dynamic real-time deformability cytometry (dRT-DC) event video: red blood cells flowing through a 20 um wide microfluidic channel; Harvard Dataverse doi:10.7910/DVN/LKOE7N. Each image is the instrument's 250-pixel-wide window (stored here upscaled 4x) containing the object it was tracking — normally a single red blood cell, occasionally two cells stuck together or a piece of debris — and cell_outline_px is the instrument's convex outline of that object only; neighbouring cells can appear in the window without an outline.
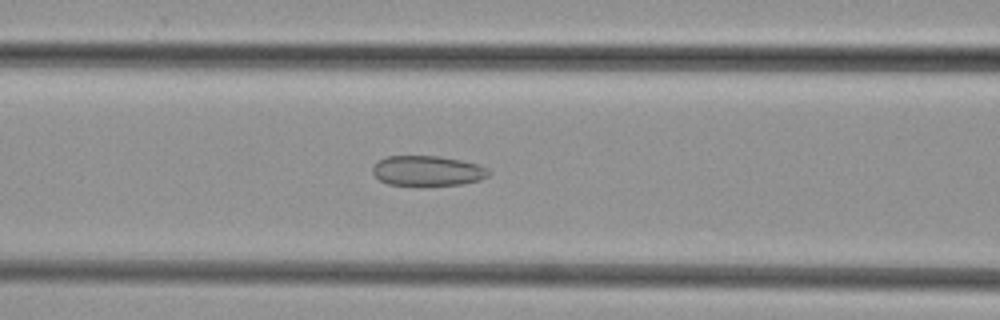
{"species": "common noctule bat (a hibernating species)", "species_latin": "Nyctalus noctula", "temperature_condition": "cold", "stored_images_in_passage": 46, "camera_frame_rate_fps": 3000, "um_per_image_px": 0.085, "animal": {"sex": "female", "body_mass_g": 29.2, "forearm_length_mm": 56.3}, "frame": {"image": 1, "passage_image": 18, "time_ms": 5.667, "image_size_px": [1000, 320], "cell_outline_px": [[492, 172], [488, 176], [480, 180], [464, 184], [420, 188], [388, 184], [380, 180], [372, 172], [372, 168], [380, 160], [388, 156], [440, 156], [460, 160], [476, 164], [488, 168]], "centroid_in_image_um": [36.36, 14.57], "position_along_channel_um": 130.2, "area_um2": 21.1}}
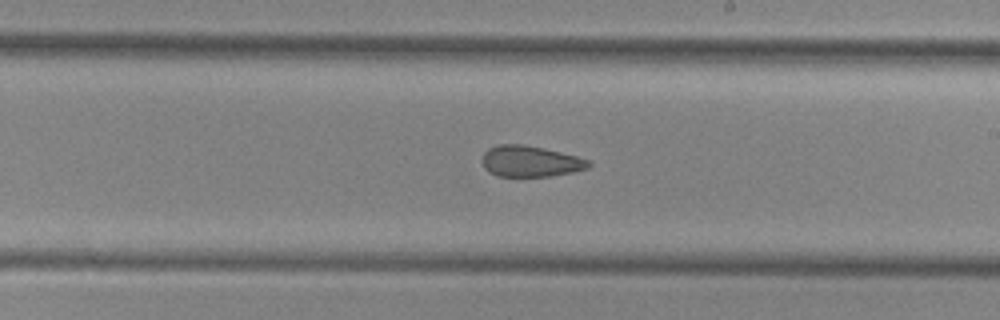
{"frame": {"image": 2, "passage_image": 26, "time_ms": 8.333, "image_size_px": [1000, 320], "cell_outline_px": [[592, 164], [588, 168], [572, 172], [548, 176], [496, 176], [488, 172], [484, 168], [480, 160], [484, 152], [488, 148], [496, 144], [524, 144], [544, 148], [592, 160]], "centroid_in_image_um": [45.04, 13.7], "position_along_channel_um": 244.0, "area_um2": 19.54}}
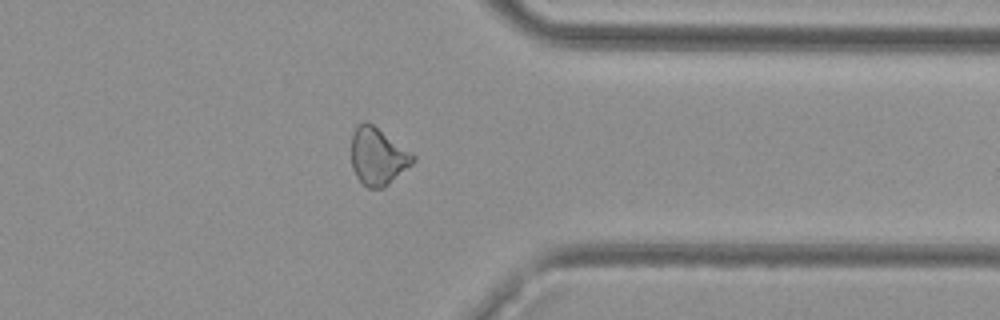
{"frame": {"image": 3, "passage_image": 36, "time_ms": 11.667, "image_size_px": [1000, 320], "cell_outline_px": [[416, 160], [412, 164], [384, 188], [368, 188], [356, 176], [352, 168], [352, 132], [356, 124], [372, 124], [412, 152], [416, 156]], "centroid_in_image_um": [32.13, 13.31], "position_along_channel_um": 379.3, "area_um2": 20.4}}